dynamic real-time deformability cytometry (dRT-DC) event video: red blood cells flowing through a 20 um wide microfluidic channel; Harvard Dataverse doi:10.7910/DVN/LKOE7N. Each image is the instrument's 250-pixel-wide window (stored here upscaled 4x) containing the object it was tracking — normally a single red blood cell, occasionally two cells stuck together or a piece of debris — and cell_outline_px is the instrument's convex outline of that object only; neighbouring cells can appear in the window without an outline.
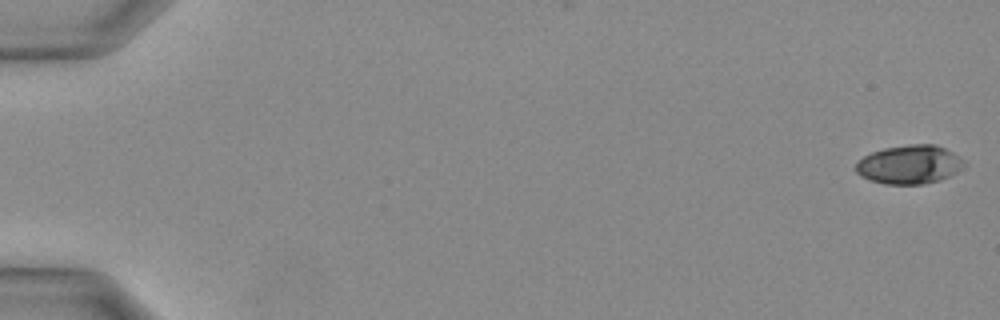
{"species": "Egyptian fruit bat (a non-hibernating species)", "species_latin": "Rousettus aegyptiacus", "temperature_condition": "warm", "stored_images_in_passage": 35, "camera_frame_rate_fps": 3000, "um_per_image_px": 0.085, "animal": {"sex": "female"}, "frame": {"image": 1, "passage_image": 1, "time_ms": 0.0, "image_size_px": [1000, 320], "cell_outline_px": [[968, 164], [956, 172], [940, 180], [924, 184], [884, 184], [868, 180], [860, 176], [856, 172], [856, 160], [872, 152], [884, 148], [908, 144], [936, 144], [952, 152], [964, 160]], "centroid_in_image_um": [77.28, 13.98], "position_along_channel_um": 7.7, "area_um2": 24.68}}
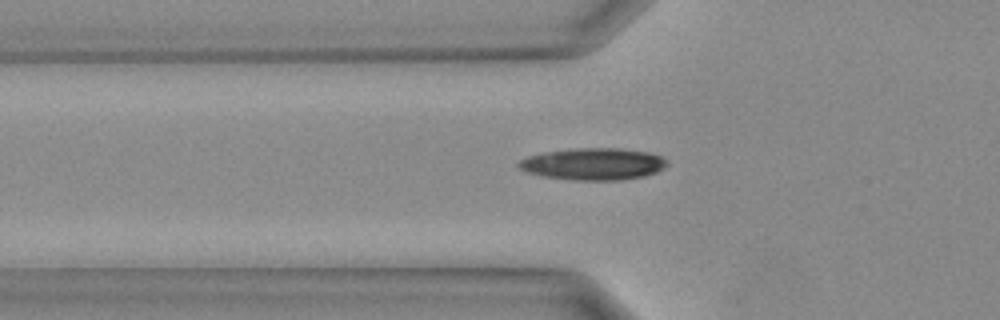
{"frame": {"image": 2, "passage_image": 13, "time_ms": 4.0, "image_size_px": [1000, 320], "cell_outline_px": [[668, 164], [664, 168], [656, 172], [644, 176], [620, 180], [576, 180], [540, 176], [528, 172], [520, 168], [516, 164], [520, 160], [528, 156], [544, 152], [576, 148], [620, 148], [648, 152], [660, 156], [668, 160]], "centroid_in_image_um": [50.44, 13.94], "position_along_channel_um": 75.4, "area_um2": 27.63}}
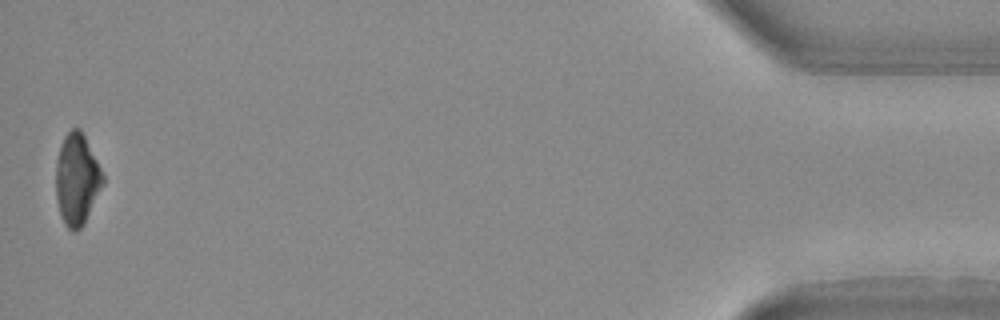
{"frame": {"image": 3, "passage_image": 35, "time_ms": 11.333, "image_size_px": [1000, 320], "cell_outline_px": [[104, 184], [84, 224], [76, 232], [72, 232], [64, 224], [60, 212], [56, 196], [56, 160], [64, 136], [72, 128], [80, 128], [104, 176]], "centroid_in_image_um": [6.53, 15.28], "position_along_channel_um": 428.7, "area_um2": 24.8}}